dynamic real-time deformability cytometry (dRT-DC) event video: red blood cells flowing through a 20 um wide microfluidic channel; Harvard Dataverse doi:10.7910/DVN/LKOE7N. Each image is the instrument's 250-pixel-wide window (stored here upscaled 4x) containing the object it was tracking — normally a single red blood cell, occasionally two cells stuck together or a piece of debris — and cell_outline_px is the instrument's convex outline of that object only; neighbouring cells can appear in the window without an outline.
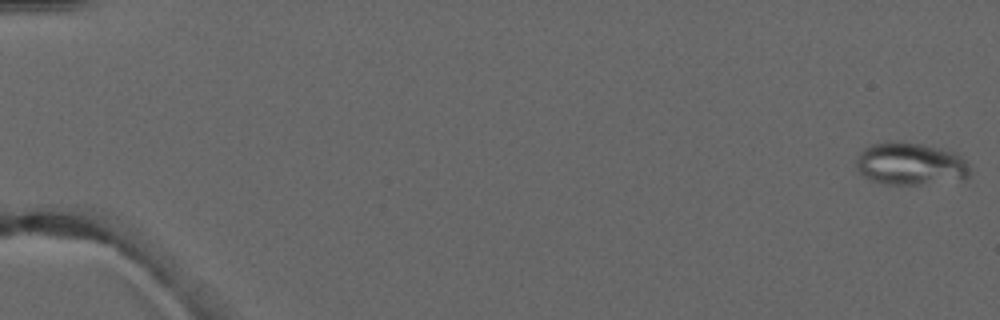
{"species": "common noctule bat (a hibernating species)", "species_latin": "Nyctalus noctula", "temperature_condition": "warm", "stored_images_in_passage": 5, "camera_frame_rate_fps": 3000, "um_per_image_px": 0.085, "animal": {"sex": "male", "forearm_length_mm": 52.5}, "frame": {"image": 1, "passage_image": 1, "time_ms": 0.0, "image_size_px": [1000, 320], "cell_outline_px": [[968, 176], [964, 180], [920, 184], [884, 184], [868, 180], [856, 168], [856, 156], [864, 148], [872, 144], [888, 140], [900, 140], [940, 148], [952, 152], [960, 156], [968, 164]], "centroid_in_image_um": [77.33, 13.92], "position_along_channel_um": 7.7, "area_um2": 28.44}}